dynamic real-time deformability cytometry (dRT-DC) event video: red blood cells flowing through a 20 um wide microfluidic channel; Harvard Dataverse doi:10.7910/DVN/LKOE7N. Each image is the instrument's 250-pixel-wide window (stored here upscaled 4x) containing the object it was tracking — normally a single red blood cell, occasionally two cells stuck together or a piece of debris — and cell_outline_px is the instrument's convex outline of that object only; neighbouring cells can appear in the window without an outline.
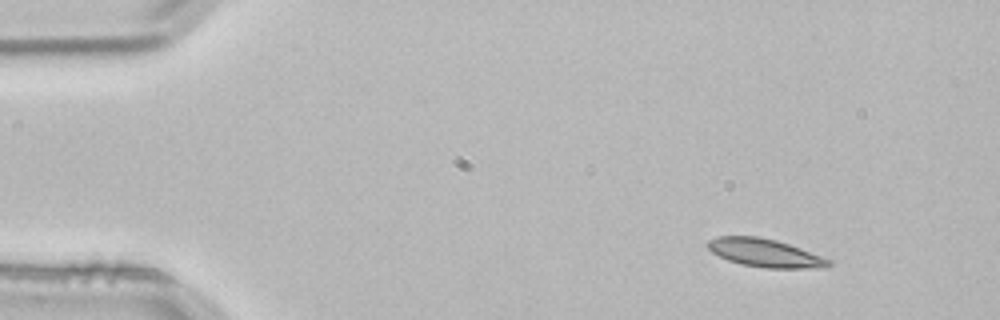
{"species": "common noctule bat (a hibernating species)", "species_latin": "Nyctalus noctula", "temperature_condition": "room temperature", "stored_images_in_passage": 3, "camera_frame_rate_fps": 3000, "um_per_image_px": 0.085, "animal": {"sex": "male", "body_mass_g": 21.5, "forearm_length_mm": 52.0}, "frame": {"image": 1, "passage_image": 3, "time_ms": 0.667, "image_size_px": [1000, 320], "cell_outline_px": [[832, 264], [824, 268], [764, 268], [740, 264], [728, 260], [712, 252], [708, 248], [708, 240], [720, 236], [756, 236], [776, 240], [800, 248], [832, 260]], "centroid_in_image_um": [65.04, 21.51], "position_along_channel_um": 20.0, "area_um2": 19.77}}